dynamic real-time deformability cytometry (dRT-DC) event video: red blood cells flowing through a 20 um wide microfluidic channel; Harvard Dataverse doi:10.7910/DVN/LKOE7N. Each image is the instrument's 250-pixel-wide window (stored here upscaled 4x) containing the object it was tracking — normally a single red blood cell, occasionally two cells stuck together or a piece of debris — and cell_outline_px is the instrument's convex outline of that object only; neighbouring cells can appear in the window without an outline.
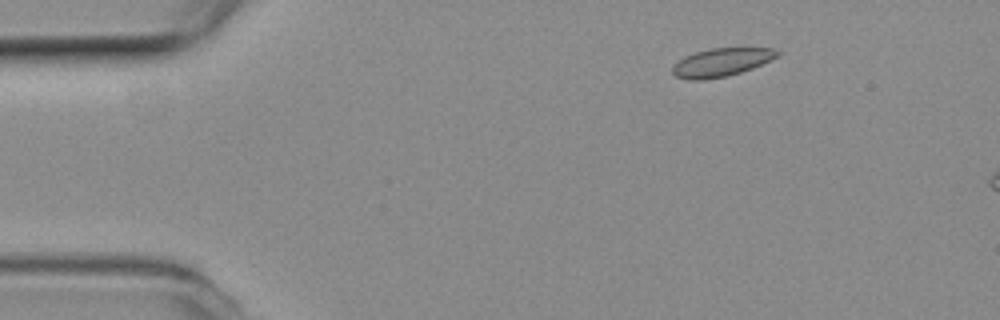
{"species": "common noctule bat (a hibernating species)", "species_latin": "Nyctalus noctula", "temperature_condition": "room temperature", "stored_images_in_passage": 15, "camera_frame_rate_fps": 3000, "um_per_image_px": 0.085, "animal": {"sex": "female", "body_mass_g": 19.3, "forearm_length_mm": 54.1}, "frame": {"image": 1, "passage_image": 6, "time_ms": 1.667, "image_size_px": [1000, 320], "cell_outline_px": [[780, 56], [752, 68], [728, 76], [700, 80], [688, 80], [676, 76], [672, 72], [672, 64], [684, 56], [708, 48], [776, 48], [780, 52]], "centroid_in_image_um": [61.31, 5.29], "position_along_channel_um": 23.7, "area_um2": 17.4}}